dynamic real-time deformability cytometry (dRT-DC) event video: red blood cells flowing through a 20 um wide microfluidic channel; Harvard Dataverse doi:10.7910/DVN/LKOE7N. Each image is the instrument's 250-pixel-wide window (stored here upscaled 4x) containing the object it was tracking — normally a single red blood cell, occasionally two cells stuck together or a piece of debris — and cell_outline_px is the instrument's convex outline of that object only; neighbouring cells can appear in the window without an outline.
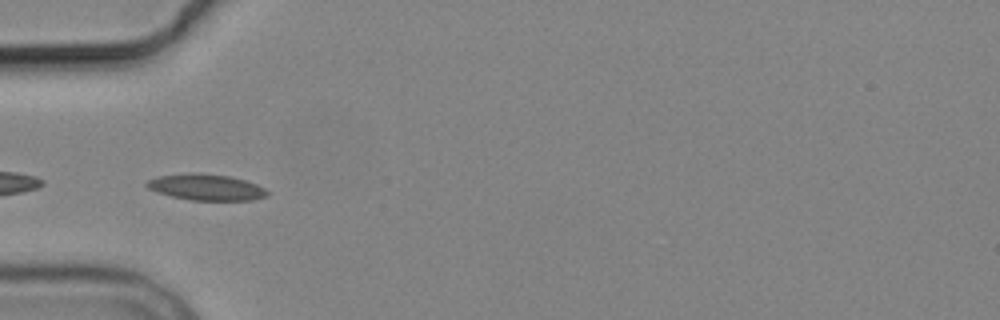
{"species": "common noctule bat (a hibernating species)", "species_latin": "Nyctalus noctula", "temperature_condition": "cold", "stored_images_in_passage": 6, "camera_frame_rate_fps": 3000, "um_per_image_px": 0.085, "animal": {"sex": "male", "body_mass_g": 19.2, "forearm_length_mm": 51.8}, "frame": {"image": 1, "passage_image": 4, "time_ms": 4.333, "image_size_px": [1000, 320], "cell_outline_px": [[268, 192], [264, 196], [252, 200], [192, 200], [172, 196], [156, 192], [148, 188], [144, 184], [148, 180], [156, 176], [192, 172], [228, 176], [244, 180], [256, 184], [264, 188]], "centroid_in_image_um": [17.46, 15.9], "position_along_channel_um": 67.5, "area_um2": 18.21}}
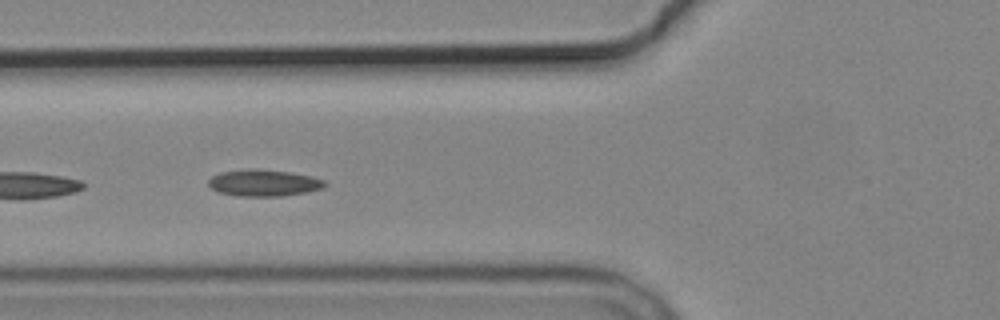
{"frame": {"image": 2, "passage_image": 5, "time_ms": 5.333, "image_size_px": [1000, 320], "cell_outline_px": [[328, 184], [320, 188], [304, 192], [280, 196], [236, 196], [220, 192], [212, 188], [208, 184], [208, 180], [212, 176], [220, 172], [256, 168], [288, 172], [312, 176], [324, 180]], "centroid_in_image_um": [22.39, 15.54], "position_along_channel_um": 103.4, "area_um2": 17.86}}
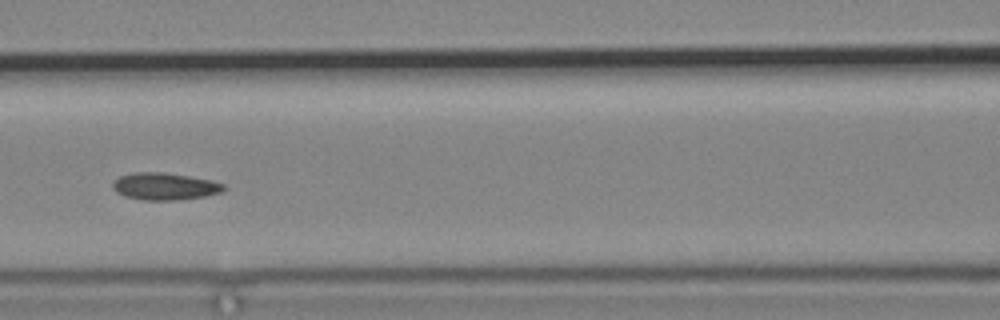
{"frame": {"image": 3, "passage_image": 6, "time_ms": 6.667, "image_size_px": [1000, 320], "cell_outline_px": [[228, 188], [220, 192], [204, 196], [172, 200], [144, 200], [124, 196], [116, 192], [112, 188], [112, 184], [120, 176], [136, 172], [164, 172], [212, 180], [224, 184]], "centroid_in_image_um": [14.0, 15.83], "position_along_channel_um": 152.6, "area_um2": 17.46}}